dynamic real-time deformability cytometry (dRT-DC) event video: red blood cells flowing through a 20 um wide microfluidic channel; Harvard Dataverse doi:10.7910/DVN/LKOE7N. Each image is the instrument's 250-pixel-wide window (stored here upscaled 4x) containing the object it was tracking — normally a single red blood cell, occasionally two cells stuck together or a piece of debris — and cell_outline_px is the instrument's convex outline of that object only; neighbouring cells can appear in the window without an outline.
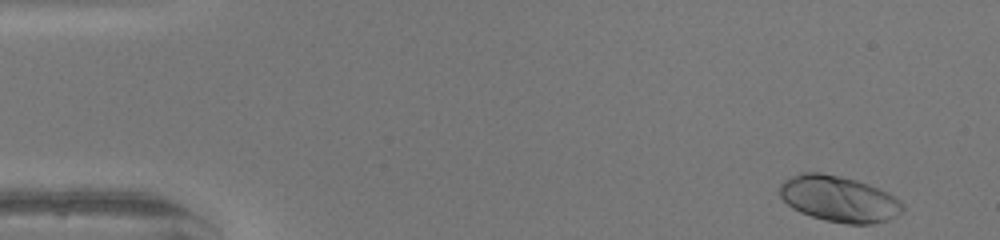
{"species": "human", "species_latin": "Homo sapiens", "temperature_condition": "warm", "stored_images_in_passage": 47, "camera_frame_rate_fps": 3000, "um_per_image_px": 0.085, "donor": {"sex": "female"}, "frame": {"image": 1, "passage_image": 1, "time_ms": 0.0, "image_size_px": [1000, 240], "cell_outline_px": [[904, 212], [888, 220], [872, 224], [848, 224], [824, 220], [800, 212], [792, 208], [780, 196], [780, 184], [784, 180], [800, 172], [820, 172], [840, 176], [856, 180], [868, 184], [888, 192], [900, 200], [904, 204]], "centroid_in_image_um": [71.33, 16.91], "position_along_channel_um": 13.7, "area_um2": 33.12}}
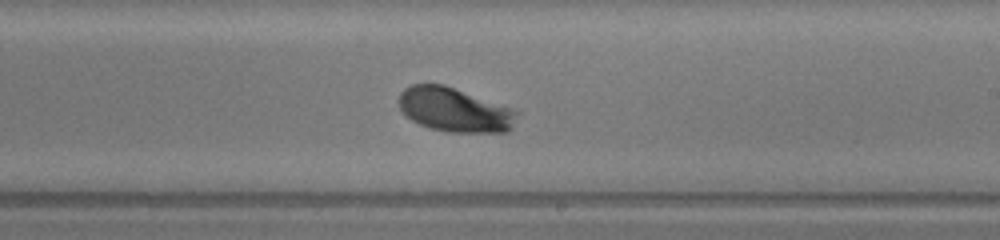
{"frame": {"image": 2, "passage_image": 27, "time_ms": 8.667, "image_size_px": [1000, 240], "cell_outline_px": [[524, 112], [512, 128], [508, 132], [448, 132], [428, 128], [412, 120], [400, 108], [400, 92], [404, 88], [412, 84], [444, 84]], "centroid_in_image_um": [38.73, 9.34], "position_along_channel_um": 250.3, "area_um2": 30.75}}
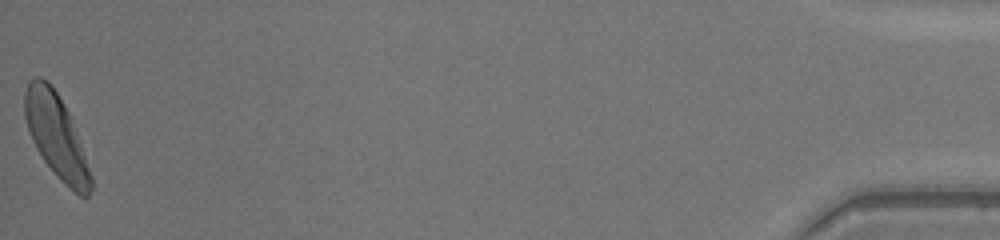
{"frame": {"image": 3, "passage_image": 47, "time_ms": 15.333, "image_size_px": [1000, 240], "cell_outline_px": [[92, 188], [88, 196], [80, 196], [60, 180], [56, 176], [44, 160], [36, 148], [28, 128], [24, 116], [24, 92], [28, 80], [36, 76], [40, 76], [48, 80], [56, 92], [68, 112], [92, 176]], "centroid_in_image_um": [4.75, 11.53], "position_along_channel_um": 430.5, "area_um2": 31.67}, "authors_computed_cell_mechanics": {"area_um2": 30.7496, "velocity_mm_per_s": 4.2284, "shape_relaxation_time_tau1_ms": 1.3546, "shape_relaxation_time_tau2_ms": null, "deformation_change_tau1": 0.112, "deformation_change_tau2": null}}